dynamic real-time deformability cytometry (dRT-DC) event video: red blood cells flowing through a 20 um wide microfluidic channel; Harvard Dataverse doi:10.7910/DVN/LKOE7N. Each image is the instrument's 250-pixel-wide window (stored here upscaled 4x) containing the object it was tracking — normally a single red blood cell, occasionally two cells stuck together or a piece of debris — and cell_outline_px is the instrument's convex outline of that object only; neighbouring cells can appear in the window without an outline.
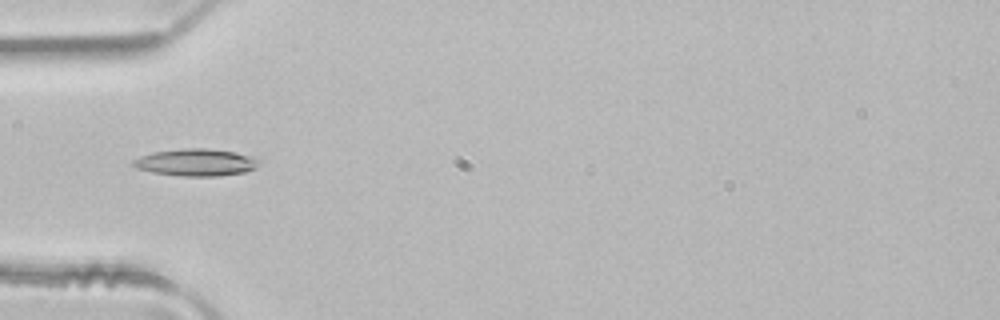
{"species": "common noctule bat (a hibernating species)", "species_latin": "Nyctalus noctula", "temperature_condition": "room temperature", "stored_images_in_passage": 4, "camera_frame_rate_fps": 3000, "um_per_image_px": 0.085, "animal": {"sex": "male", "body_mass_g": 21.5, "forearm_length_mm": 52.0}, "frame": {"image": 1, "passage_image": 4, "time_ms": 1.0, "image_size_px": [1000, 320], "cell_outline_px": [[264, 160], [256, 168], [244, 172], [220, 176], [180, 176], [152, 172], [136, 168], [128, 164], [132, 160], [140, 156], [152, 152], [184, 148], [208, 148], [236, 152], [252, 156]], "centroid_in_image_um": [16.68, 13.8], "position_along_channel_um": 68.3, "area_um2": 20.35}}